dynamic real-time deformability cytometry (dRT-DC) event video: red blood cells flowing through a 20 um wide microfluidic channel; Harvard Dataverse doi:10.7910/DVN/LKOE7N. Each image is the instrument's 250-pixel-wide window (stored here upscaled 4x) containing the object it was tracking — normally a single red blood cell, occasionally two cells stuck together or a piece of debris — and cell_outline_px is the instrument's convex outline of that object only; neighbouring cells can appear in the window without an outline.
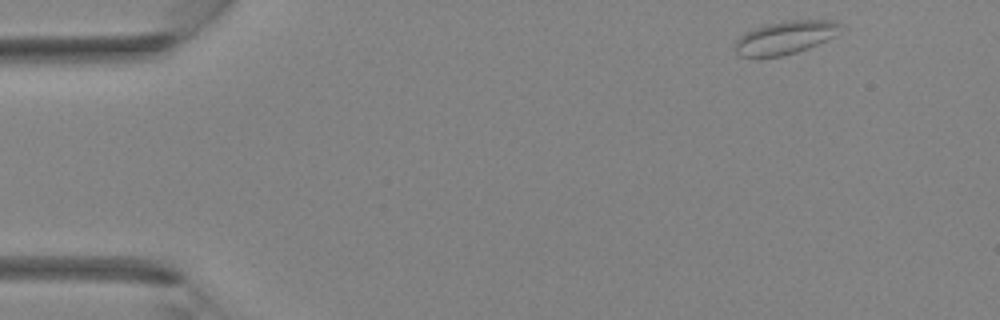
{"species": "Egyptian fruit bat (a non-hibernating species)", "species_latin": "Rousettus aegyptiacus", "temperature_condition": "room temperature", "stored_images_in_passage": 34, "camera_frame_rate_fps": 3000, "um_per_image_px": 0.085, "animal": {"sex": "female"}, "frame": {"image": 1, "passage_image": 1, "time_ms": 0.0, "image_size_px": [1000, 320], "cell_outline_px": [[844, 24], [836, 36], [808, 48], [796, 52], [780, 56], [740, 56], [736, 52], [736, 40], [744, 32], [764, 24], [788, 20], [832, 20]], "centroid_in_image_um": [66.78, 3.16], "position_along_channel_um": 18.2, "area_um2": 20.35}}
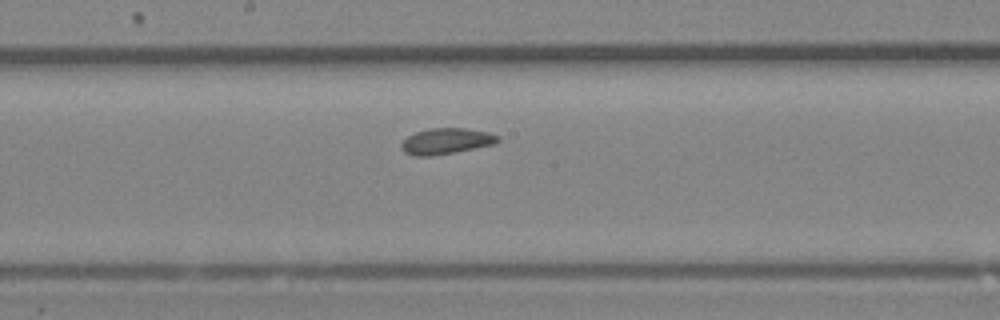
{"frame": {"image": 2, "passage_image": 17, "time_ms": 5.333, "image_size_px": [1000, 320], "cell_outline_px": [[500, 140], [492, 144], [432, 156], [412, 156], [404, 152], [400, 148], [400, 144], [408, 136], [416, 132], [428, 128], [464, 128], [488, 132], [500, 136]], "centroid_in_image_um": [37.87, 11.99], "position_along_channel_um": 210.3, "area_um2": 14.45}}
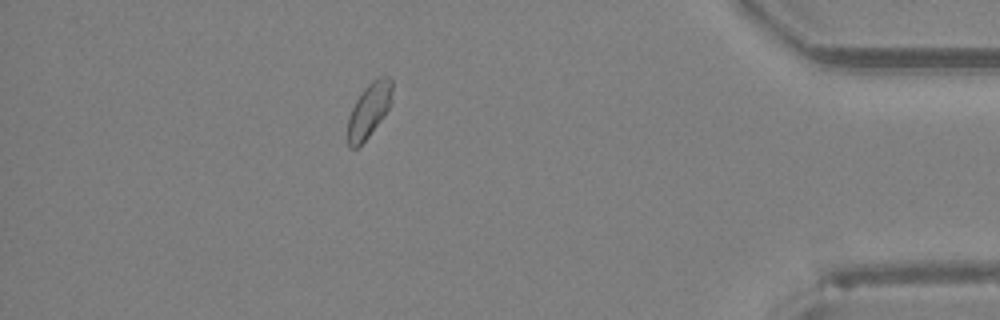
{"frame": {"image": 3, "passage_image": 30, "time_ms": 9.667, "image_size_px": [1000, 320], "cell_outline_px": [[392, 92], [388, 108], [384, 116], [368, 136], [356, 148], [348, 148], [348, 116], [356, 100], [364, 88], [372, 80], [380, 76], [392, 76]], "centroid_in_image_um": [31.36, 9.33], "position_along_channel_um": 403.8, "area_um2": 13.93}}